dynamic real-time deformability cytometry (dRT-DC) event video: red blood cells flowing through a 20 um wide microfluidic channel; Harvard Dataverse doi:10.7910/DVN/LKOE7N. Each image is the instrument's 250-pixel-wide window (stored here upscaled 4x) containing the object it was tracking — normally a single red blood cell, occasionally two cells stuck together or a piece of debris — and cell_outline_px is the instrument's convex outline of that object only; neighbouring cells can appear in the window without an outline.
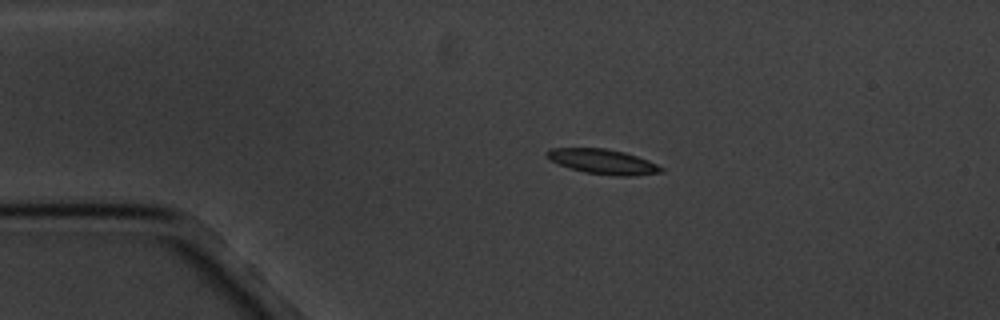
{"species": "common noctule bat (a hibernating species)", "species_latin": "Nyctalus noctula", "temperature_condition": "cold", "stored_images_in_passage": 4, "camera_frame_rate_fps": 3000, "um_per_image_px": 0.085, "animal": {"sex": "male", "body_mass_g": 20.1, "forearm_length_mm": 53.5}, "frame": {"image": 1, "passage_image": 2, "time_ms": 2.0, "image_size_px": [1000, 320], "cell_outline_px": [[664, 172], [632, 176], [616, 176], [584, 172], [560, 164], [552, 160], [548, 156], [548, 152], [552, 148], [604, 148], [624, 152], [648, 160], [664, 168]], "centroid_in_image_um": [51.33, 13.75], "position_along_channel_um": 33.7, "area_um2": 16.24}}
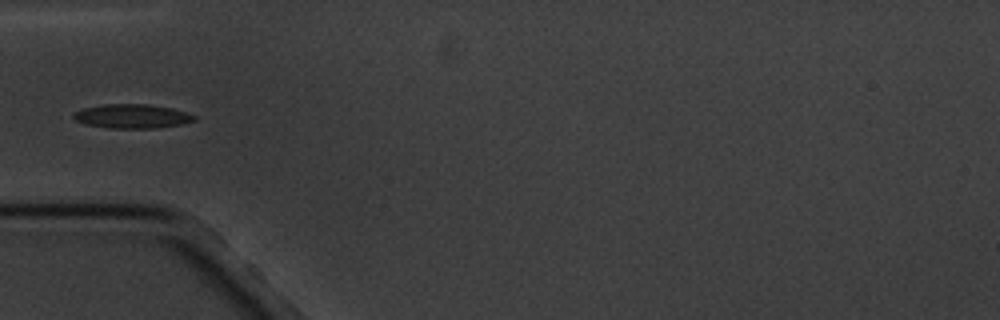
{"frame": {"image": 2, "passage_image": 4, "time_ms": 4.333, "image_size_px": [1000, 320], "cell_outline_px": [[196, 120], [184, 124], [156, 128], [108, 128], [84, 124], [76, 120], [72, 116], [72, 112], [84, 108], [104, 104], [148, 104], [172, 108], [196, 116]], "centroid_in_image_um": [11.21, 9.88], "position_along_channel_um": 73.8, "area_um2": 17.05}}